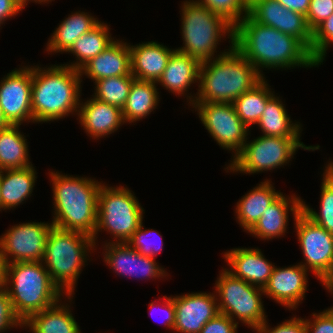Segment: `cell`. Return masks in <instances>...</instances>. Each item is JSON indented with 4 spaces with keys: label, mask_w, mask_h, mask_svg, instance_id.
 Returning <instances> with one entry per match:
<instances>
[{
    "label": "cell",
    "mask_w": 333,
    "mask_h": 333,
    "mask_svg": "<svg viewBox=\"0 0 333 333\" xmlns=\"http://www.w3.org/2000/svg\"><path fill=\"white\" fill-rule=\"evenodd\" d=\"M234 47L263 76V70L319 67L310 50L294 36L245 16L234 27Z\"/></svg>",
    "instance_id": "6da1fadb"
},
{
    "label": "cell",
    "mask_w": 333,
    "mask_h": 333,
    "mask_svg": "<svg viewBox=\"0 0 333 333\" xmlns=\"http://www.w3.org/2000/svg\"><path fill=\"white\" fill-rule=\"evenodd\" d=\"M53 226L93 237L97 226L98 193L103 181L49 171Z\"/></svg>",
    "instance_id": "7a4b0ae2"
},
{
    "label": "cell",
    "mask_w": 333,
    "mask_h": 333,
    "mask_svg": "<svg viewBox=\"0 0 333 333\" xmlns=\"http://www.w3.org/2000/svg\"><path fill=\"white\" fill-rule=\"evenodd\" d=\"M80 71L63 64L32 65L33 123H51L78 114L82 96Z\"/></svg>",
    "instance_id": "3957f363"
},
{
    "label": "cell",
    "mask_w": 333,
    "mask_h": 333,
    "mask_svg": "<svg viewBox=\"0 0 333 333\" xmlns=\"http://www.w3.org/2000/svg\"><path fill=\"white\" fill-rule=\"evenodd\" d=\"M263 78L233 46L219 57L201 63L194 102L233 103Z\"/></svg>",
    "instance_id": "277c9868"
},
{
    "label": "cell",
    "mask_w": 333,
    "mask_h": 333,
    "mask_svg": "<svg viewBox=\"0 0 333 333\" xmlns=\"http://www.w3.org/2000/svg\"><path fill=\"white\" fill-rule=\"evenodd\" d=\"M180 9V33L184 46L176 50L202 63L219 57L234 46V26L224 17L192 0L181 2ZM225 38L230 39V46L222 52L217 51Z\"/></svg>",
    "instance_id": "5b68a950"
},
{
    "label": "cell",
    "mask_w": 333,
    "mask_h": 333,
    "mask_svg": "<svg viewBox=\"0 0 333 333\" xmlns=\"http://www.w3.org/2000/svg\"><path fill=\"white\" fill-rule=\"evenodd\" d=\"M5 288L14 314L22 323L65 296L42 262L7 263Z\"/></svg>",
    "instance_id": "8992f818"
},
{
    "label": "cell",
    "mask_w": 333,
    "mask_h": 333,
    "mask_svg": "<svg viewBox=\"0 0 333 333\" xmlns=\"http://www.w3.org/2000/svg\"><path fill=\"white\" fill-rule=\"evenodd\" d=\"M95 250L91 236L53 226L48 235L42 263L60 290L65 295H74L77 280Z\"/></svg>",
    "instance_id": "52a82bcc"
},
{
    "label": "cell",
    "mask_w": 333,
    "mask_h": 333,
    "mask_svg": "<svg viewBox=\"0 0 333 333\" xmlns=\"http://www.w3.org/2000/svg\"><path fill=\"white\" fill-rule=\"evenodd\" d=\"M140 204L128 186L112 187L102 182L98 193L97 226L92 237L95 248L99 246L97 238L102 231L112 236V240H105L103 244L127 243L144 220L145 209Z\"/></svg>",
    "instance_id": "ba28073f"
},
{
    "label": "cell",
    "mask_w": 333,
    "mask_h": 333,
    "mask_svg": "<svg viewBox=\"0 0 333 333\" xmlns=\"http://www.w3.org/2000/svg\"><path fill=\"white\" fill-rule=\"evenodd\" d=\"M299 149L315 151L320 145H305L300 138L260 135L245 142L242 150L224 167L226 173L258 174L289 165ZM293 158V159H292ZM227 169V170H226Z\"/></svg>",
    "instance_id": "9c48e42d"
},
{
    "label": "cell",
    "mask_w": 333,
    "mask_h": 333,
    "mask_svg": "<svg viewBox=\"0 0 333 333\" xmlns=\"http://www.w3.org/2000/svg\"><path fill=\"white\" fill-rule=\"evenodd\" d=\"M218 275L213 290L219 313L229 316L238 325L240 321L252 331L262 325L268 319L262 300L264 290L233 276L224 267Z\"/></svg>",
    "instance_id": "30bf717a"
},
{
    "label": "cell",
    "mask_w": 333,
    "mask_h": 333,
    "mask_svg": "<svg viewBox=\"0 0 333 333\" xmlns=\"http://www.w3.org/2000/svg\"><path fill=\"white\" fill-rule=\"evenodd\" d=\"M191 108L197 112L212 139L222 149L232 151L231 161L242 150L251 133L237 115L234 104L194 102Z\"/></svg>",
    "instance_id": "8fae6325"
},
{
    "label": "cell",
    "mask_w": 333,
    "mask_h": 333,
    "mask_svg": "<svg viewBox=\"0 0 333 333\" xmlns=\"http://www.w3.org/2000/svg\"><path fill=\"white\" fill-rule=\"evenodd\" d=\"M52 227V222L29 221L5 230L0 236V249L6 262H42Z\"/></svg>",
    "instance_id": "7c38bea8"
},
{
    "label": "cell",
    "mask_w": 333,
    "mask_h": 333,
    "mask_svg": "<svg viewBox=\"0 0 333 333\" xmlns=\"http://www.w3.org/2000/svg\"><path fill=\"white\" fill-rule=\"evenodd\" d=\"M293 221L294 232L304 256V260L298 263L307 271L313 272L320 281L333 264V234L315 224L303 212Z\"/></svg>",
    "instance_id": "4fadbf2b"
},
{
    "label": "cell",
    "mask_w": 333,
    "mask_h": 333,
    "mask_svg": "<svg viewBox=\"0 0 333 333\" xmlns=\"http://www.w3.org/2000/svg\"><path fill=\"white\" fill-rule=\"evenodd\" d=\"M32 65L15 68L0 80V107L9 125L33 123Z\"/></svg>",
    "instance_id": "5bb4252c"
},
{
    "label": "cell",
    "mask_w": 333,
    "mask_h": 333,
    "mask_svg": "<svg viewBox=\"0 0 333 333\" xmlns=\"http://www.w3.org/2000/svg\"><path fill=\"white\" fill-rule=\"evenodd\" d=\"M102 246L103 262L118 276L147 281L169 277L156 258L140 254L128 243L108 242Z\"/></svg>",
    "instance_id": "9a60e30c"
},
{
    "label": "cell",
    "mask_w": 333,
    "mask_h": 333,
    "mask_svg": "<svg viewBox=\"0 0 333 333\" xmlns=\"http://www.w3.org/2000/svg\"><path fill=\"white\" fill-rule=\"evenodd\" d=\"M248 15L262 25L294 36L311 51L312 30L303 14L285 8L277 0H249Z\"/></svg>",
    "instance_id": "2e32d148"
},
{
    "label": "cell",
    "mask_w": 333,
    "mask_h": 333,
    "mask_svg": "<svg viewBox=\"0 0 333 333\" xmlns=\"http://www.w3.org/2000/svg\"><path fill=\"white\" fill-rule=\"evenodd\" d=\"M175 323L173 332L200 333L203 326L219 314L215 292H189L173 296Z\"/></svg>",
    "instance_id": "e0dca14e"
},
{
    "label": "cell",
    "mask_w": 333,
    "mask_h": 333,
    "mask_svg": "<svg viewBox=\"0 0 333 333\" xmlns=\"http://www.w3.org/2000/svg\"><path fill=\"white\" fill-rule=\"evenodd\" d=\"M308 275L309 271L300 263L281 268L275 266L263 289L264 295L284 308H288L289 311L296 310L309 290L307 289Z\"/></svg>",
    "instance_id": "ac0fdd59"
},
{
    "label": "cell",
    "mask_w": 333,
    "mask_h": 333,
    "mask_svg": "<svg viewBox=\"0 0 333 333\" xmlns=\"http://www.w3.org/2000/svg\"><path fill=\"white\" fill-rule=\"evenodd\" d=\"M302 199L295 193L289 195L282 194L273 201L262 213L259 220L255 225L247 232L255 238H259L262 241L272 240L274 238L284 237L287 233V227L289 225V214L291 213L293 219L302 212Z\"/></svg>",
    "instance_id": "d6986e66"
},
{
    "label": "cell",
    "mask_w": 333,
    "mask_h": 333,
    "mask_svg": "<svg viewBox=\"0 0 333 333\" xmlns=\"http://www.w3.org/2000/svg\"><path fill=\"white\" fill-rule=\"evenodd\" d=\"M222 257L229 266L225 268L229 273L262 289L267 285L275 267L258 247L232 248L225 251Z\"/></svg>",
    "instance_id": "ffe728a7"
},
{
    "label": "cell",
    "mask_w": 333,
    "mask_h": 333,
    "mask_svg": "<svg viewBox=\"0 0 333 333\" xmlns=\"http://www.w3.org/2000/svg\"><path fill=\"white\" fill-rule=\"evenodd\" d=\"M81 98L77 114L80 127L93 140L109 137L125 124L122 110L114 105L101 102L94 97Z\"/></svg>",
    "instance_id": "44dd1931"
},
{
    "label": "cell",
    "mask_w": 333,
    "mask_h": 333,
    "mask_svg": "<svg viewBox=\"0 0 333 333\" xmlns=\"http://www.w3.org/2000/svg\"><path fill=\"white\" fill-rule=\"evenodd\" d=\"M200 66L201 62L196 58L175 50L156 84L175 96L186 98L190 107L194 103L196 95H192V92L188 91L193 84L199 83Z\"/></svg>",
    "instance_id": "7402d4cb"
},
{
    "label": "cell",
    "mask_w": 333,
    "mask_h": 333,
    "mask_svg": "<svg viewBox=\"0 0 333 333\" xmlns=\"http://www.w3.org/2000/svg\"><path fill=\"white\" fill-rule=\"evenodd\" d=\"M79 71L81 78L87 76L92 82L107 77L132 75L129 43L122 39H115Z\"/></svg>",
    "instance_id": "603a6c76"
},
{
    "label": "cell",
    "mask_w": 333,
    "mask_h": 333,
    "mask_svg": "<svg viewBox=\"0 0 333 333\" xmlns=\"http://www.w3.org/2000/svg\"><path fill=\"white\" fill-rule=\"evenodd\" d=\"M131 73L136 80L157 83L167 63L176 50L157 41L131 45Z\"/></svg>",
    "instance_id": "cb8c5ba5"
},
{
    "label": "cell",
    "mask_w": 333,
    "mask_h": 333,
    "mask_svg": "<svg viewBox=\"0 0 333 333\" xmlns=\"http://www.w3.org/2000/svg\"><path fill=\"white\" fill-rule=\"evenodd\" d=\"M73 297L74 295H65L64 301L61 298L54 305L32 314L23 323V330L29 328L30 333H81L70 307Z\"/></svg>",
    "instance_id": "d4e9b609"
},
{
    "label": "cell",
    "mask_w": 333,
    "mask_h": 333,
    "mask_svg": "<svg viewBox=\"0 0 333 333\" xmlns=\"http://www.w3.org/2000/svg\"><path fill=\"white\" fill-rule=\"evenodd\" d=\"M273 185L270 178H266L237 201L234 216L244 232L247 233L266 208L282 194Z\"/></svg>",
    "instance_id": "484cf974"
},
{
    "label": "cell",
    "mask_w": 333,
    "mask_h": 333,
    "mask_svg": "<svg viewBox=\"0 0 333 333\" xmlns=\"http://www.w3.org/2000/svg\"><path fill=\"white\" fill-rule=\"evenodd\" d=\"M89 13L78 10L62 19L63 21H60L50 38H48L44 52L47 51L48 55L66 53L81 35L89 32L101 22Z\"/></svg>",
    "instance_id": "4316f807"
},
{
    "label": "cell",
    "mask_w": 333,
    "mask_h": 333,
    "mask_svg": "<svg viewBox=\"0 0 333 333\" xmlns=\"http://www.w3.org/2000/svg\"><path fill=\"white\" fill-rule=\"evenodd\" d=\"M37 173L33 165L21 169L1 171L0 194L3 211L14 210L33 195Z\"/></svg>",
    "instance_id": "83f0119b"
},
{
    "label": "cell",
    "mask_w": 333,
    "mask_h": 333,
    "mask_svg": "<svg viewBox=\"0 0 333 333\" xmlns=\"http://www.w3.org/2000/svg\"><path fill=\"white\" fill-rule=\"evenodd\" d=\"M274 94L268 101L265 110L256 126L262 131L263 136L301 138L303 126L301 122L289 117L286 104Z\"/></svg>",
    "instance_id": "f1b7e54d"
},
{
    "label": "cell",
    "mask_w": 333,
    "mask_h": 333,
    "mask_svg": "<svg viewBox=\"0 0 333 333\" xmlns=\"http://www.w3.org/2000/svg\"><path fill=\"white\" fill-rule=\"evenodd\" d=\"M155 82L135 80L130 88L126 103L122 108V117L125 124H136L147 118L158 109L161 98L160 90ZM155 110V111H154Z\"/></svg>",
    "instance_id": "f546056e"
},
{
    "label": "cell",
    "mask_w": 333,
    "mask_h": 333,
    "mask_svg": "<svg viewBox=\"0 0 333 333\" xmlns=\"http://www.w3.org/2000/svg\"><path fill=\"white\" fill-rule=\"evenodd\" d=\"M109 26L107 22L101 21L92 30L81 35L66 52L73 54L76 61H69L63 65L80 70L87 62L103 52L116 39L112 37Z\"/></svg>",
    "instance_id": "4dcf8cb0"
},
{
    "label": "cell",
    "mask_w": 333,
    "mask_h": 333,
    "mask_svg": "<svg viewBox=\"0 0 333 333\" xmlns=\"http://www.w3.org/2000/svg\"><path fill=\"white\" fill-rule=\"evenodd\" d=\"M20 125H9L0 130V170L32 166L26 136Z\"/></svg>",
    "instance_id": "1f68e13d"
},
{
    "label": "cell",
    "mask_w": 333,
    "mask_h": 333,
    "mask_svg": "<svg viewBox=\"0 0 333 333\" xmlns=\"http://www.w3.org/2000/svg\"><path fill=\"white\" fill-rule=\"evenodd\" d=\"M267 81L264 77L252 89L243 93L233 102L237 115L250 131V127L256 126L260 120L267 101L275 94L274 89L270 88Z\"/></svg>",
    "instance_id": "d6a6232c"
},
{
    "label": "cell",
    "mask_w": 333,
    "mask_h": 333,
    "mask_svg": "<svg viewBox=\"0 0 333 333\" xmlns=\"http://www.w3.org/2000/svg\"><path fill=\"white\" fill-rule=\"evenodd\" d=\"M324 166L320 184V210L317 212L315 208H311L305 201H302V212L315 224L333 234V161L328 160Z\"/></svg>",
    "instance_id": "836d02e7"
},
{
    "label": "cell",
    "mask_w": 333,
    "mask_h": 333,
    "mask_svg": "<svg viewBox=\"0 0 333 333\" xmlns=\"http://www.w3.org/2000/svg\"><path fill=\"white\" fill-rule=\"evenodd\" d=\"M135 80L133 75L100 79L94 82L92 97L101 102L117 106L122 110L129 95L131 85Z\"/></svg>",
    "instance_id": "e575fe53"
},
{
    "label": "cell",
    "mask_w": 333,
    "mask_h": 333,
    "mask_svg": "<svg viewBox=\"0 0 333 333\" xmlns=\"http://www.w3.org/2000/svg\"><path fill=\"white\" fill-rule=\"evenodd\" d=\"M224 17L234 27L249 12V0H192Z\"/></svg>",
    "instance_id": "d590c367"
},
{
    "label": "cell",
    "mask_w": 333,
    "mask_h": 333,
    "mask_svg": "<svg viewBox=\"0 0 333 333\" xmlns=\"http://www.w3.org/2000/svg\"><path fill=\"white\" fill-rule=\"evenodd\" d=\"M162 237L157 230L145 228L142 221L127 243L140 254L156 258L163 250L164 242Z\"/></svg>",
    "instance_id": "8d00e7d4"
},
{
    "label": "cell",
    "mask_w": 333,
    "mask_h": 333,
    "mask_svg": "<svg viewBox=\"0 0 333 333\" xmlns=\"http://www.w3.org/2000/svg\"><path fill=\"white\" fill-rule=\"evenodd\" d=\"M331 44L333 45V13L312 31L310 54L319 66L324 64Z\"/></svg>",
    "instance_id": "74e56055"
},
{
    "label": "cell",
    "mask_w": 333,
    "mask_h": 333,
    "mask_svg": "<svg viewBox=\"0 0 333 333\" xmlns=\"http://www.w3.org/2000/svg\"><path fill=\"white\" fill-rule=\"evenodd\" d=\"M13 328L23 329V323L14 314L6 288H0V333Z\"/></svg>",
    "instance_id": "f35d334b"
},
{
    "label": "cell",
    "mask_w": 333,
    "mask_h": 333,
    "mask_svg": "<svg viewBox=\"0 0 333 333\" xmlns=\"http://www.w3.org/2000/svg\"><path fill=\"white\" fill-rule=\"evenodd\" d=\"M311 317H304L307 333H333V308L313 312Z\"/></svg>",
    "instance_id": "ab89813d"
},
{
    "label": "cell",
    "mask_w": 333,
    "mask_h": 333,
    "mask_svg": "<svg viewBox=\"0 0 333 333\" xmlns=\"http://www.w3.org/2000/svg\"><path fill=\"white\" fill-rule=\"evenodd\" d=\"M267 319L262 325L257 327L254 332L256 333H307L305 326V319L297 317L296 314L290 319L283 321L282 323L277 324L274 327L268 324Z\"/></svg>",
    "instance_id": "60d3db41"
},
{
    "label": "cell",
    "mask_w": 333,
    "mask_h": 333,
    "mask_svg": "<svg viewBox=\"0 0 333 333\" xmlns=\"http://www.w3.org/2000/svg\"><path fill=\"white\" fill-rule=\"evenodd\" d=\"M333 13V0H311L306 20L313 31Z\"/></svg>",
    "instance_id": "b9f144b4"
},
{
    "label": "cell",
    "mask_w": 333,
    "mask_h": 333,
    "mask_svg": "<svg viewBox=\"0 0 333 333\" xmlns=\"http://www.w3.org/2000/svg\"><path fill=\"white\" fill-rule=\"evenodd\" d=\"M162 299L159 297V299H156V301H151L149 303V315H153V311H155L156 309L159 310V312H161L163 315L162 317L164 318L162 321V325L165 326V328L173 331L174 328V323H175V306L173 303V296H161ZM162 300V301H161ZM158 301V302H157ZM155 309V310H154ZM164 311V312H163ZM157 312V311H156Z\"/></svg>",
    "instance_id": "7bdbcfd3"
},
{
    "label": "cell",
    "mask_w": 333,
    "mask_h": 333,
    "mask_svg": "<svg viewBox=\"0 0 333 333\" xmlns=\"http://www.w3.org/2000/svg\"><path fill=\"white\" fill-rule=\"evenodd\" d=\"M238 327L229 316L219 313L203 326L200 333H238Z\"/></svg>",
    "instance_id": "ee69618b"
},
{
    "label": "cell",
    "mask_w": 333,
    "mask_h": 333,
    "mask_svg": "<svg viewBox=\"0 0 333 333\" xmlns=\"http://www.w3.org/2000/svg\"><path fill=\"white\" fill-rule=\"evenodd\" d=\"M24 10V7L18 0H0V27L4 24L5 21L16 17L20 12ZM0 28V30H1Z\"/></svg>",
    "instance_id": "f6af8a7d"
},
{
    "label": "cell",
    "mask_w": 333,
    "mask_h": 333,
    "mask_svg": "<svg viewBox=\"0 0 333 333\" xmlns=\"http://www.w3.org/2000/svg\"><path fill=\"white\" fill-rule=\"evenodd\" d=\"M285 8L306 16L311 0H277Z\"/></svg>",
    "instance_id": "bcb514c9"
},
{
    "label": "cell",
    "mask_w": 333,
    "mask_h": 333,
    "mask_svg": "<svg viewBox=\"0 0 333 333\" xmlns=\"http://www.w3.org/2000/svg\"><path fill=\"white\" fill-rule=\"evenodd\" d=\"M319 283L322 284L328 293L333 295V264L330 270L321 278ZM329 308H333V306Z\"/></svg>",
    "instance_id": "7dc6e473"
},
{
    "label": "cell",
    "mask_w": 333,
    "mask_h": 333,
    "mask_svg": "<svg viewBox=\"0 0 333 333\" xmlns=\"http://www.w3.org/2000/svg\"><path fill=\"white\" fill-rule=\"evenodd\" d=\"M7 274V262L0 249V288H5Z\"/></svg>",
    "instance_id": "c3c4849f"
},
{
    "label": "cell",
    "mask_w": 333,
    "mask_h": 333,
    "mask_svg": "<svg viewBox=\"0 0 333 333\" xmlns=\"http://www.w3.org/2000/svg\"><path fill=\"white\" fill-rule=\"evenodd\" d=\"M20 3H21V5L25 8V7H27L28 6V4L29 3H31V2H36L37 4H49V3H51L52 1H54V0H18Z\"/></svg>",
    "instance_id": "681fc988"
},
{
    "label": "cell",
    "mask_w": 333,
    "mask_h": 333,
    "mask_svg": "<svg viewBox=\"0 0 333 333\" xmlns=\"http://www.w3.org/2000/svg\"><path fill=\"white\" fill-rule=\"evenodd\" d=\"M9 126L8 122L5 120L1 107H0V130L7 128Z\"/></svg>",
    "instance_id": "f907efd6"
},
{
    "label": "cell",
    "mask_w": 333,
    "mask_h": 333,
    "mask_svg": "<svg viewBox=\"0 0 333 333\" xmlns=\"http://www.w3.org/2000/svg\"><path fill=\"white\" fill-rule=\"evenodd\" d=\"M0 190H1V170H0ZM0 211H2L1 194H0Z\"/></svg>",
    "instance_id": "816d5d0a"
}]
</instances>
